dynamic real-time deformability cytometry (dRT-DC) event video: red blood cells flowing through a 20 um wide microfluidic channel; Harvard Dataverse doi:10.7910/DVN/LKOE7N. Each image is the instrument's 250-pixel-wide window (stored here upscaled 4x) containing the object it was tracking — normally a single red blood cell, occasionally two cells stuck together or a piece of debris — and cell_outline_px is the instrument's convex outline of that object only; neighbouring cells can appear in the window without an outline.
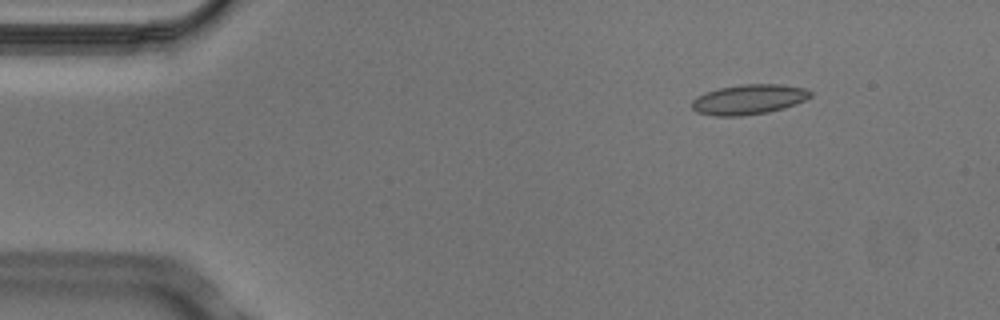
{"species": "Egyptian fruit bat (a non-hibernating species)", "species_latin": "Rousettus aegyptiacus", "temperature_condition": "cold", "stored_images_in_passage": 4, "camera_frame_rate_fps": 3000, "um_per_image_px": 0.085, "animal": {"sex": "male"}, "frame": {"image": 1, "passage_image": 2, "time_ms": 0.333, "image_size_px": [1000, 320], "cell_outline_px": [[812, 96], [796, 104], [784, 108], [768, 112], [744, 116], [712, 116], [696, 112], [692, 108], [692, 100], [696, 96], [704, 92], [720, 88], [744, 84], [780, 84], [804, 88], [812, 92]], "centroid_in_image_um": [63.62, 8.46], "position_along_channel_um": 21.4, "area_um2": 20.87}}